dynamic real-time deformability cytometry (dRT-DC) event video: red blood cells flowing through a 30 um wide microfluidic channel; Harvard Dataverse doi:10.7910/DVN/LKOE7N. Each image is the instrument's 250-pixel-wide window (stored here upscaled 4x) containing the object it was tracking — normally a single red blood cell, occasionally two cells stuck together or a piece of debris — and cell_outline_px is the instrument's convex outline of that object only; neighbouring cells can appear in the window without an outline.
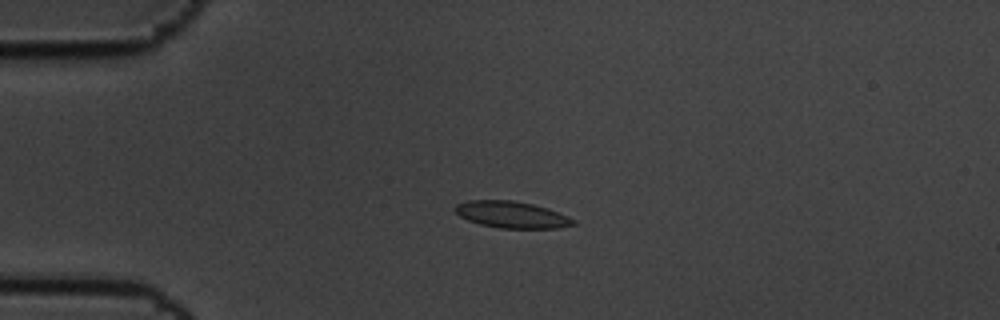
{"species": "common noctule bat (a hibernating species)", "species_latin": "Nyctalus noctula", "temperature_condition": "cold", "stored_images_in_passage": 6, "camera_frame_rate_fps": 3000, "um_per_image_px": 0.085, "animal": {"sex": "male", "body_mass_g": 19.5, "forearm_length_mm": 54.6}, "frame": {"image": 1, "passage_image": 5, "time_ms": 1.333, "image_size_px": [1000, 320], "cell_outline_px": [[576, 224], [556, 228], [500, 228], [480, 224], [468, 220], [460, 216], [452, 208], [456, 204], [468, 200], [512, 200], [532, 204], [548, 208], [568, 216], [576, 220]], "centroid_in_image_um": [43.48, 18.24], "position_along_channel_um": 41.5, "area_um2": 18.38}}